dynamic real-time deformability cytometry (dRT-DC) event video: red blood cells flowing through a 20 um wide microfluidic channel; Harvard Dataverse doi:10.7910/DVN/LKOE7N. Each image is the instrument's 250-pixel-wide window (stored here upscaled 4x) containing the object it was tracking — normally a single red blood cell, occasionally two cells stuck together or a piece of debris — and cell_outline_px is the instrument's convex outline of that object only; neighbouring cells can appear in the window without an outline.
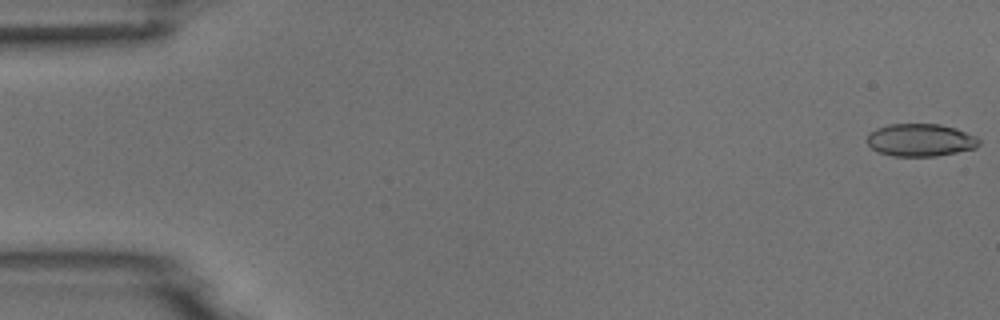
{"species": "common noctule bat (a hibernating species)", "species_latin": "Nyctalus noctula", "temperature_condition": "room temperature", "stored_images_in_passage": 5, "camera_frame_rate_fps": 3000, "um_per_image_px": 0.085, "animal": {"sex": "male", "body_mass_g": 18.8}, "frame": {"image": 1, "passage_image": 1, "time_ms": 0.0, "image_size_px": [1000, 320], "cell_outline_px": [[980, 144], [976, 148], [936, 156], [892, 156], [880, 152], [872, 148], [868, 144], [868, 132], [876, 128], [888, 124], [940, 124], [956, 128], [976, 136], [980, 140]], "centroid_in_image_um": [78.25, 11.9], "position_along_channel_um": 6.8, "area_um2": 21.33}}
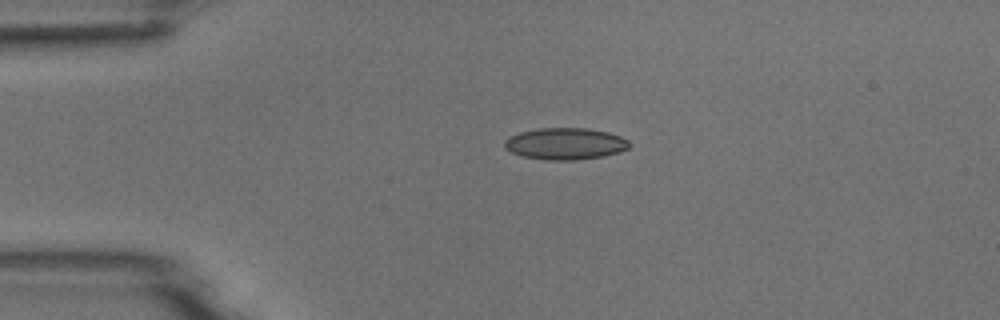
{"frame": {"image": 2, "passage_image": 4, "time_ms": 3.667, "image_size_px": [1000, 320], "cell_outline_px": [[632, 144], [628, 148], [620, 152], [604, 156], [576, 160], [548, 160], [524, 156], [512, 152], [504, 148], [504, 140], [508, 136], [520, 132], [536, 128], [584, 128], [608, 132], [620, 136], [628, 140]], "centroid_in_image_um": [48.05, 12.21], "position_along_channel_um": 36.9, "area_um2": 23.18}}